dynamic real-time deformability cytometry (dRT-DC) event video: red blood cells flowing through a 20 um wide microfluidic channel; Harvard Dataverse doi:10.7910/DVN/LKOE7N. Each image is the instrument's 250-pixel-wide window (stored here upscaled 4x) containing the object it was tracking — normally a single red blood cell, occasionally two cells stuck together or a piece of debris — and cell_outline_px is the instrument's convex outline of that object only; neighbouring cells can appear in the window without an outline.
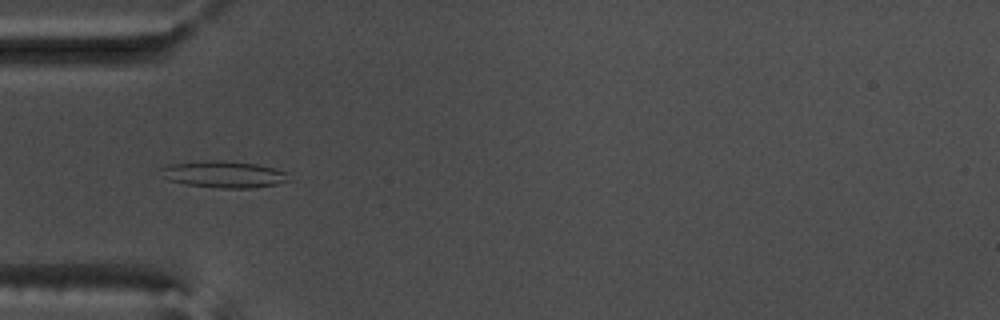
{"species": "common noctule bat (a hibernating species)", "species_latin": "Nyctalus noctula", "temperature_condition": "warm", "stored_images_in_passage": 54, "camera_frame_rate_fps": 3000, "um_per_image_px": 0.085, "animal": {"sex": "male", "body_mass_g": 17.5, "forearm_length_mm": 52.3}, "frame": {"image": 1, "passage_image": 17, "time_ms": 5.333, "image_size_px": [1000, 320], "cell_outline_px": [[292, 180], [276, 184], [252, 188], [220, 188], [184, 184], [168, 180], [160, 168], [168, 164], [212, 160], [224, 160], [256, 164], [272, 168], [284, 172]], "centroid_in_image_um": [19.02, 14.82], "position_along_channel_um": 66.0, "area_um2": 19.71}}
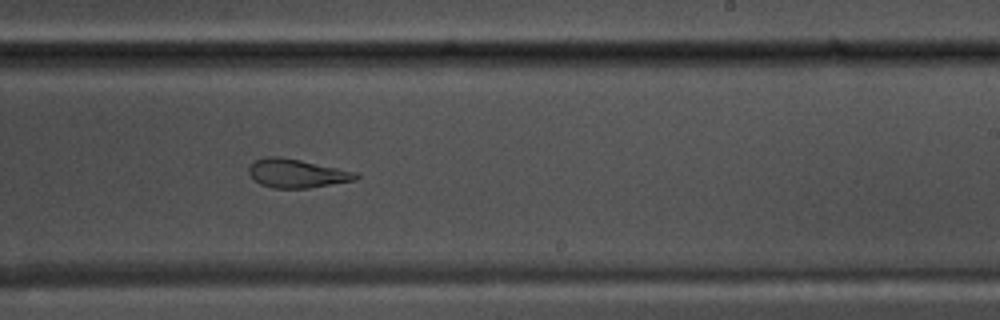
{"frame": {"image": 2, "passage_image": 33, "time_ms": 10.667, "image_size_px": [1000, 320], "cell_outline_px": [[360, 176], [356, 180], [308, 188], [272, 188], [260, 184], [248, 172], [248, 168], [256, 160], [264, 156], [276, 156], [300, 160], [356, 172]], "centroid_in_image_um": [25.22, 14.74], "position_along_channel_um": 263.8, "area_um2": 17.69}}
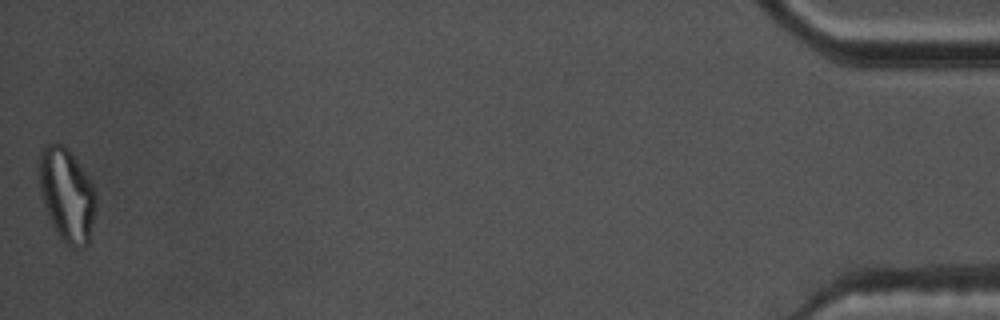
{"frame": {"image": 3, "passage_image": 54, "time_ms": 17.667, "image_size_px": [1000, 320], "cell_outline_px": [[96, 204], [88, 244], [84, 248], [72, 248], [56, 232], [48, 216], [44, 204], [36, 172], [36, 164], [40, 152], [44, 144], [52, 140], [64, 144], [88, 180], [92, 188], [96, 200]], "centroid_in_image_um": [5.6, 16.51], "position_along_channel_um": 429.6, "area_um2": 30.81}, "authors_computed_cell_mechanics": {"area_um2": 20.8658, "velocity_mm_per_s": 3.7336, "shape_relaxation_time_tau1_ms": null, "shape_relaxation_time_tau2_ms": 1.8387, "deformation_change_tau1": null, "deformation_change_tau2": 0.0862}}